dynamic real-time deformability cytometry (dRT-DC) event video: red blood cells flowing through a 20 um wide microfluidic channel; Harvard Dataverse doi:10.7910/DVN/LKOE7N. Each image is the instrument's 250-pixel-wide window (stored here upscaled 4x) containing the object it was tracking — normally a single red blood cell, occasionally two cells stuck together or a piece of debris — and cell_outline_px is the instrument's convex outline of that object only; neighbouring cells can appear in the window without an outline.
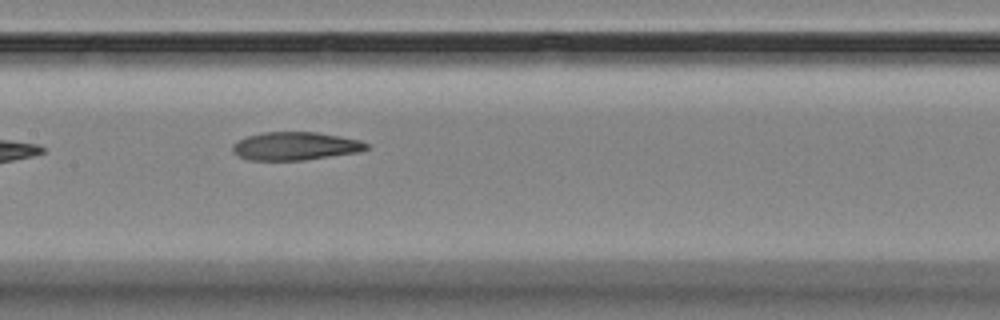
{"species": "Egyptian fruit bat (a non-hibernating species)", "species_latin": "Rousettus aegyptiacus", "temperature_condition": "room temperature", "stored_images_in_passage": 5, "camera_frame_rate_fps": 3000, "um_per_image_px": 0.085, "animal": {"sex": "female"}, "frame": {"image": 1, "passage_image": 5, "time_ms": 5.333, "image_size_px": [1000, 320], "cell_outline_px": [[368, 148], [360, 152], [300, 160], [248, 160], [236, 156], [232, 152], [232, 144], [236, 140], [248, 136], [264, 132], [316, 132], [340, 136], [360, 140], [368, 144]], "centroid_in_image_um": [25.05, 12.41], "position_along_channel_um": 182.4, "area_um2": 22.02}}